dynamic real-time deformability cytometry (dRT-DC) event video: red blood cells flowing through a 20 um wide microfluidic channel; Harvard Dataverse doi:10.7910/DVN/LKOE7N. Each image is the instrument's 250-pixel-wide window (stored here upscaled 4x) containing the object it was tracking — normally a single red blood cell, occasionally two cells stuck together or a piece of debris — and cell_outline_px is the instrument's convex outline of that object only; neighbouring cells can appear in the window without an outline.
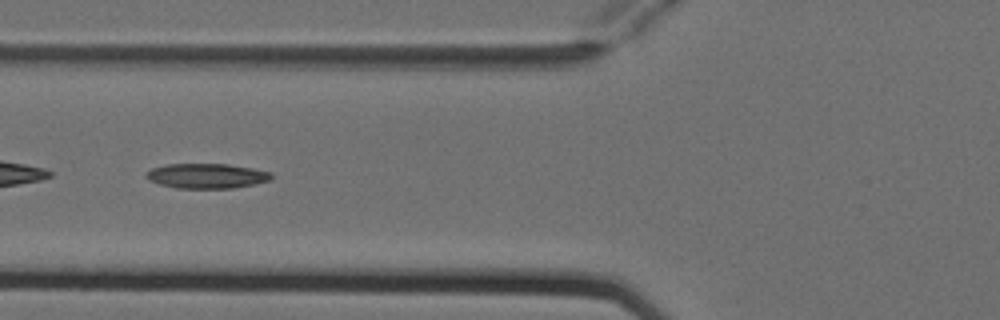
{"species": "Egyptian fruit bat (a non-hibernating species)", "species_latin": "Rousettus aegyptiacus", "temperature_condition": "cold", "stored_images_in_passage": 6, "segment_of_instrument_passage": [2, 2], "camera_frame_rate_fps": 3000, "um_per_image_px": 0.085, "animal": {"sex": "female"}, "frame": {"image": 1, "passage_image": 6, "time_ms": 1.667, "image_size_px": [1000, 320], "cell_outline_px": [[272, 180], [256, 184], [232, 188], [176, 188], [160, 184], [148, 180], [144, 176], [152, 168], [168, 164], [228, 164], [252, 168], [272, 172]], "centroid_in_image_um": [17.6, 14.95], "position_along_channel_um": 108.2, "area_um2": 18.21}}